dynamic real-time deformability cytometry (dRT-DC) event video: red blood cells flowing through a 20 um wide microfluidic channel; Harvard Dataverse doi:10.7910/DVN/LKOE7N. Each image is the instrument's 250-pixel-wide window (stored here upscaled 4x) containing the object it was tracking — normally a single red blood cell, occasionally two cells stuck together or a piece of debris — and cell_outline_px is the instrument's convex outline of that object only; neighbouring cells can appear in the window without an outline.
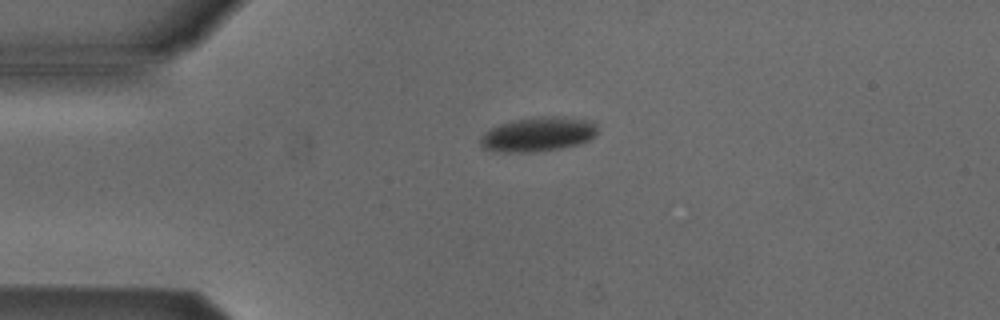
{"species": "Egyptian fruit bat (a non-hibernating species)", "species_latin": "Rousettus aegyptiacus", "temperature_condition": "cold", "stored_images_in_passage": 3, "camera_frame_rate_fps": 3000, "um_per_image_px": 0.085, "animal": {"sex": "male"}, "frame": {"image": 1, "passage_image": 2, "time_ms": 1.333, "image_size_px": [1000, 320], "cell_outline_px": [[596, 136], [580, 144], [560, 148], [532, 152], [500, 152], [484, 148], [480, 144], [480, 140], [484, 132], [500, 124], [516, 120], [540, 116], [556, 116], [596, 120]], "centroid_in_image_um": [45.78, 11.41], "position_along_channel_um": 39.2, "area_um2": 23.52}}